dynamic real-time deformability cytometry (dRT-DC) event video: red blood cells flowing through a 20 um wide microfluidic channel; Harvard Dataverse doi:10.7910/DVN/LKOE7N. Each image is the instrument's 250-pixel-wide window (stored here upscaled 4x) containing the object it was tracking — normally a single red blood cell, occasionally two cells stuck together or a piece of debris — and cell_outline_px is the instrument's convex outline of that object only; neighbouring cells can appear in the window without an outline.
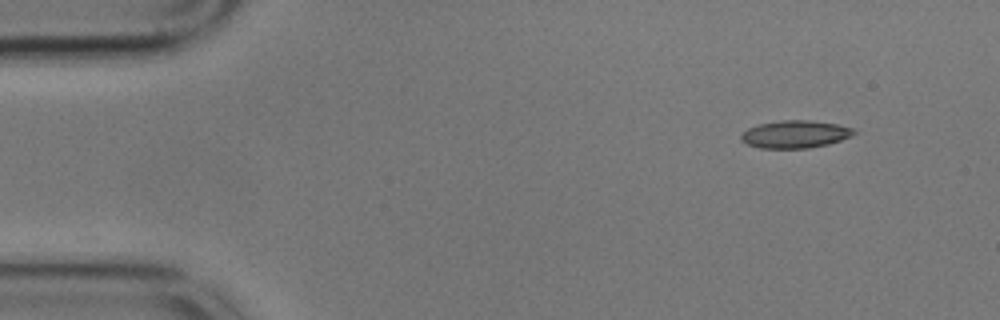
{"species": "common noctule bat (a hibernating species)", "species_latin": "Nyctalus noctula", "temperature_condition": "cold", "stored_images_in_passage": 51, "camera_frame_rate_fps": 3000, "um_per_image_px": 0.085, "animal": {"sex": "male", "body_mass_g": 17.9}, "frame": {"image": 1, "passage_image": 1, "time_ms": 0.0, "image_size_px": [1000, 320], "cell_outline_px": [[856, 132], [852, 136], [828, 144], [808, 148], [760, 148], [748, 144], [740, 140], [740, 136], [748, 128], [760, 124], [780, 120], [808, 120], [836, 124], [856, 128]], "centroid_in_image_um": [67.61, 11.41], "position_along_channel_um": 17.4, "area_um2": 18.09}}
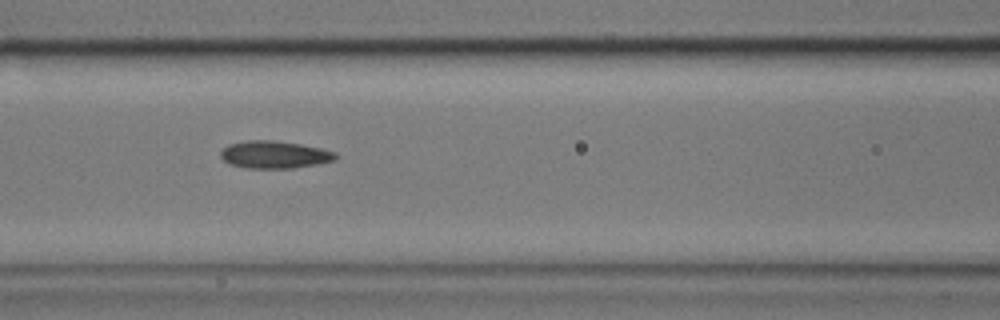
{"frame": {"image": 2, "passage_image": 19, "time_ms": 6.0, "image_size_px": [1000, 320], "cell_outline_px": [[340, 156], [336, 160], [316, 164], [292, 168], [244, 168], [228, 164], [220, 156], [220, 152], [228, 144], [248, 140], [272, 140], [300, 144], [320, 148], [336, 152]], "centroid_in_image_um": [23.33, 13.15], "position_along_channel_um": 143.3, "area_um2": 18.5}}
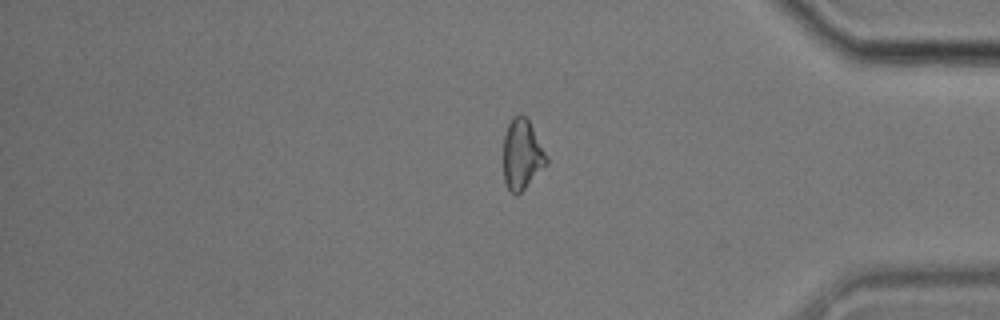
{"frame": {"image": 3, "passage_image": 42, "time_ms": 13.667, "image_size_px": [1000, 320], "cell_outline_px": [[548, 164], [516, 196], [508, 188], [504, 180], [504, 136], [508, 124], [512, 116], [520, 112], [528, 120], [548, 156]], "centroid_in_image_um": [44.37, 13.11], "position_along_channel_um": 390.8, "area_um2": 17.57}, "authors_computed_cell_mechanics": {"area_um2": 18.1492, "velocity_mm_per_s": 3.545, "shape_relaxation_time_tau1_ms": 8.0443, "shape_relaxation_time_tau2_ms": 5.8122, "deformation_change_tau1": 0.1246, "deformation_change_tau2": 0.127}}